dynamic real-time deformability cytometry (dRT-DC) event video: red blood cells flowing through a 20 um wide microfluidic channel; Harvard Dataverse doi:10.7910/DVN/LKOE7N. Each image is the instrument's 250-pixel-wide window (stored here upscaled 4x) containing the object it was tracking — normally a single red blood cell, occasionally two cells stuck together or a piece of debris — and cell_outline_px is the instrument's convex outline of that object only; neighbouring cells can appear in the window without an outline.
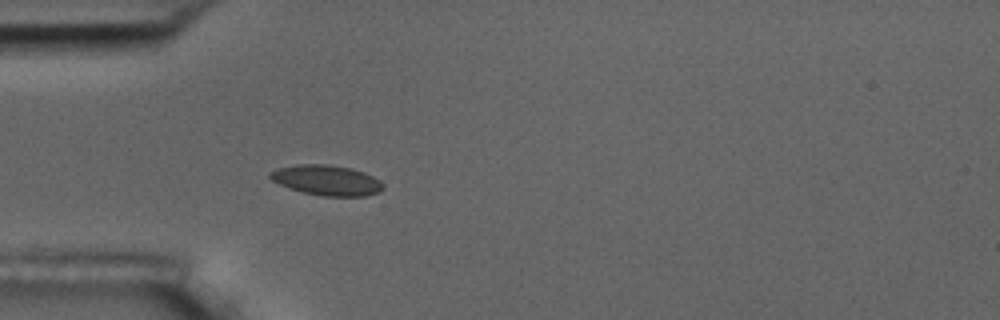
{"species": "common noctule bat (a hibernating species)", "species_latin": "Nyctalus noctula", "temperature_condition": "room temperature", "stored_images_in_passage": 5, "camera_frame_rate_fps": 3000, "um_per_image_px": 0.085, "animal": {"sex": "male", "body_mass_g": 17.5, "forearm_length_mm": 52.3}, "frame": {"image": 1, "passage_image": 5, "time_ms": 4.667, "image_size_px": [1000, 320], "cell_outline_px": [[384, 188], [380, 192], [364, 196], [324, 196], [304, 192], [280, 184], [272, 180], [268, 176], [268, 172], [276, 168], [296, 164], [328, 164], [352, 168], [364, 172], [380, 180], [384, 184]], "centroid_in_image_um": [27.78, 15.3], "position_along_channel_um": 57.2, "area_um2": 20.0}}